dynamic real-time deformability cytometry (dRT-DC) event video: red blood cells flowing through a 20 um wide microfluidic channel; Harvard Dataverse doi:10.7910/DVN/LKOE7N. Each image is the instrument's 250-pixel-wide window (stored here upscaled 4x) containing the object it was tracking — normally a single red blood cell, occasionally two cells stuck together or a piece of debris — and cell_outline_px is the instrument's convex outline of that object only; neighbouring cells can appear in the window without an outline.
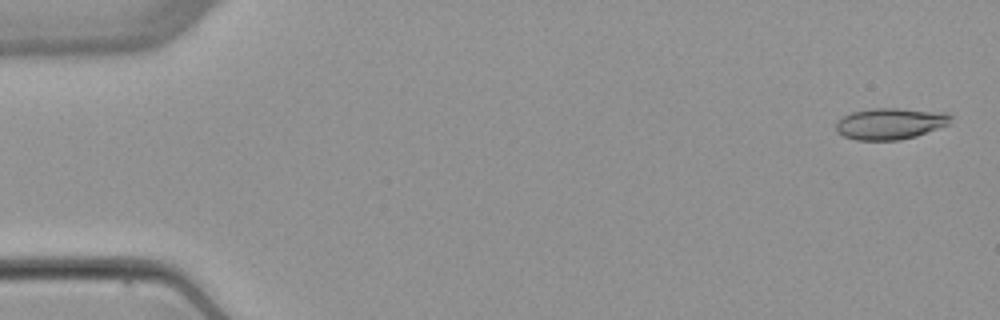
{"species": "common noctule bat (a hibernating species)", "species_latin": "Nyctalus noctula", "temperature_condition": "warm", "stored_images_in_passage": 2, "camera_frame_rate_fps": 3000, "um_per_image_px": 0.085, "animal": {"sex": "female", "body_mass_g": 22.7, "forearm_length_mm": 54.2}, "frame": {"image": 1, "passage_image": 2, "time_ms": 1.0, "image_size_px": [1000, 320], "cell_outline_px": [[952, 116], [948, 124], [916, 136], [900, 140], [856, 140], [844, 136], [836, 132], [836, 120], [852, 112], [872, 108], [896, 108], [948, 112]], "centroid_in_image_um": [75.65, 10.5], "position_along_channel_um": 9.4, "area_um2": 21.04}}